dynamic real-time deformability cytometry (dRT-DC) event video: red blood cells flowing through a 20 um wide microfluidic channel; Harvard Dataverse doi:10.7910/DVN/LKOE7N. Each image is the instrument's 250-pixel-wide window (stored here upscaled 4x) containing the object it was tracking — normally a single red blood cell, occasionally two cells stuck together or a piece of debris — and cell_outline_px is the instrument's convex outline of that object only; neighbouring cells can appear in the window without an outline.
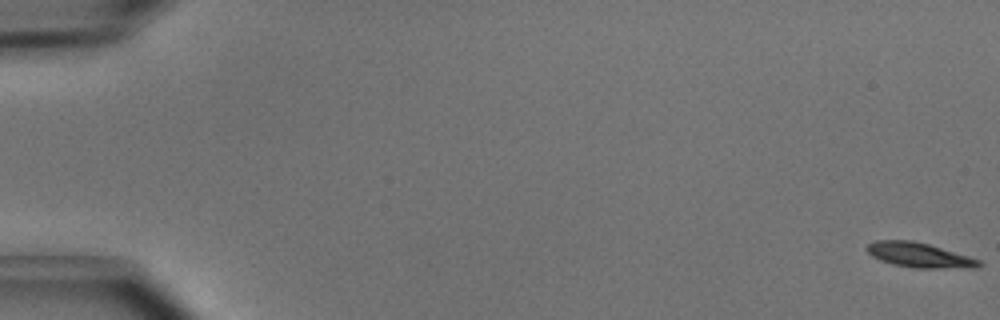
{"species": "common noctule bat (a hibernating species)", "species_latin": "Nyctalus noctula", "temperature_condition": "cold", "stored_images_in_passage": 51, "camera_frame_rate_fps": 3000, "um_per_image_px": 0.085, "animal": {"sex": "male", "body_mass_g": 15.6}, "frame": {"image": 1, "passage_image": 1, "time_ms": 0.0, "image_size_px": [1000, 320], "cell_outline_px": [[984, 264], [976, 268], [912, 268], [892, 264], [880, 260], [872, 256], [864, 248], [868, 244], [876, 240], [912, 240], [928, 244], [968, 256], [980, 260]], "centroid_in_image_um": [78.13, 21.69], "position_along_channel_um": 6.9, "area_um2": 16.24}}
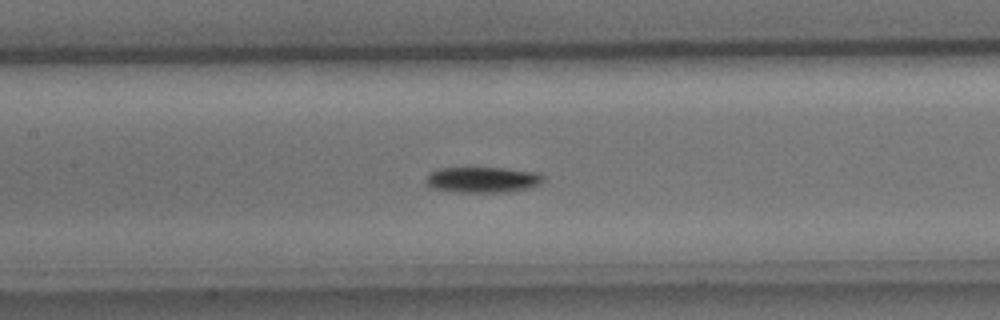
{"frame": {"image": 2, "passage_image": 25, "time_ms": 8.0, "image_size_px": [1000, 320], "cell_outline_px": [[544, 180], [540, 184], [528, 188], [508, 192], [452, 192], [432, 188], [424, 180], [436, 168], [504, 168], [536, 172], [544, 176]], "centroid_in_image_um": [41.02, 15.28], "position_along_channel_um": 166.4, "area_um2": 17.63}}
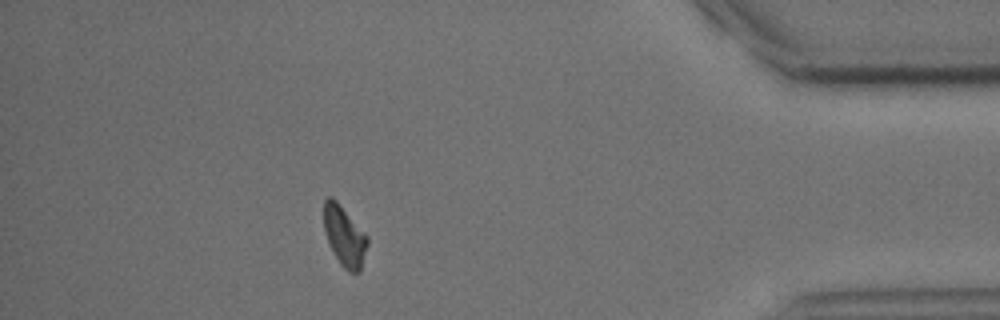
{"frame": {"image": 3, "passage_image": 46, "time_ms": 15.0, "image_size_px": [1000, 320], "cell_outline_px": [[368, 244], [360, 272], [348, 272], [340, 264], [328, 240], [324, 228], [324, 200], [328, 196], [332, 196], [336, 200], [368, 236]], "centroid_in_image_um": [29.29, 20.06], "position_along_channel_um": 405.9, "area_um2": 15.09}, "authors_computed_cell_mechanics": {"area_um2": 16.2418, "velocity_mm_per_s": 4.0145, "shape_relaxation_time_tau1_ms": 1.914, "shape_relaxation_time_tau2_ms": null, "deformation_change_tau1": 0.0909, "deformation_change_tau2": null}}